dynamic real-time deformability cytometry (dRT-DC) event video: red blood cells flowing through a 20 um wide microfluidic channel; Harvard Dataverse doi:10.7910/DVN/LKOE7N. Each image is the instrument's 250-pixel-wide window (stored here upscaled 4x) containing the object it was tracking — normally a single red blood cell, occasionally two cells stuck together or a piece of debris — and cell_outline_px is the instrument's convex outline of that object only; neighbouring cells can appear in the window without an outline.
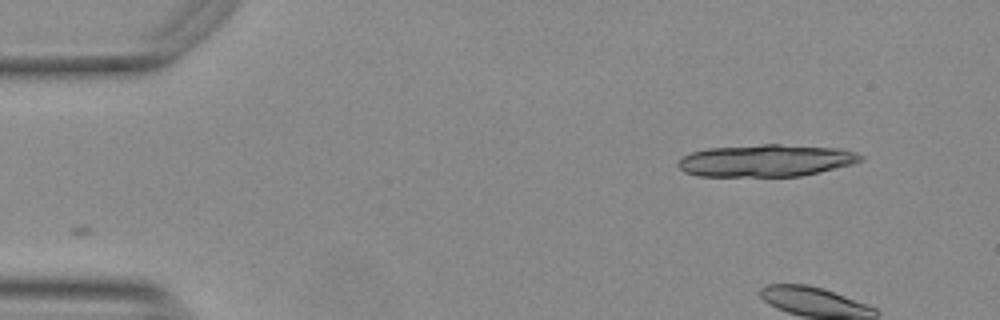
{"species": "Egyptian fruit bat (a non-hibernating species)", "species_latin": "Rousettus aegyptiacus", "temperature_condition": "warm", "stored_images_in_passage": 4, "camera_frame_rate_fps": 3000, "um_per_image_px": 0.085, "animal": {"sex": "female"}, "frame": {"image": 1, "passage_image": 1, "time_ms": 0.0, "image_size_px": [1000, 320], "cell_outline_px": [[864, 160], [852, 164], [800, 176], [700, 176], [684, 172], [676, 164], [684, 156], [692, 152], [708, 148], [764, 144], [780, 144], [840, 148], [856, 152], [864, 156]], "centroid_in_image_um": [65.13, 13.64], "position_along_channel_um": 19.9, "area_um2": 34.16}}